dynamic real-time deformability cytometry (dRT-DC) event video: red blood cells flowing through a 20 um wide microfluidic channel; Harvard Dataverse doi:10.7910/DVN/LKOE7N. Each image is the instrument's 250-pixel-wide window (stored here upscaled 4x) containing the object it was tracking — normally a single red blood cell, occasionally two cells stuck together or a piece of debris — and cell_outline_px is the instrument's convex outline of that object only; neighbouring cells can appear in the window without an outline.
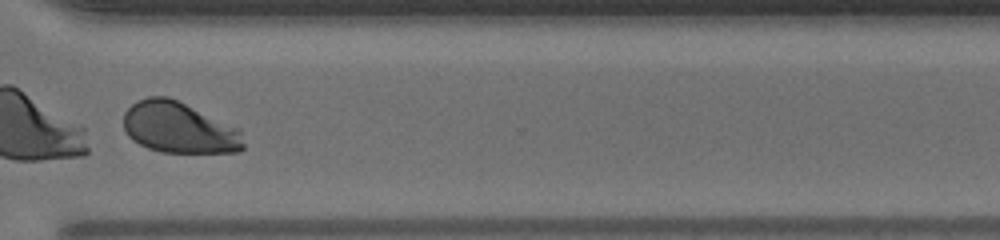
{"species": "human", "species_latin": "Homo sapiens", "temperature_condition": "warm", "stored_images_in_passage": 48, "segment_of_instrument_passage": [2, 2], "camera_frame_rate_fps": 3000, "um_per_image_px": 0.085, "donor": {"sex": "male"}, "frame": {"image": 1, "passage_image": 36, "time_ms": 11.667, "image_size_px": [1000, 240], "cell_outline_px": [[244, 148], [240, 152], [160, 152], [148, 148], [132, 140], [128, 136], [124, 128], [124, 112], [132, 104], [148, 96], [168, 96], [240, 128], [244, 144]], "centroid_in_image_um": [15.23, 10.86], "position_along_channel_um": 355.4, "area_um2": 35.78}}